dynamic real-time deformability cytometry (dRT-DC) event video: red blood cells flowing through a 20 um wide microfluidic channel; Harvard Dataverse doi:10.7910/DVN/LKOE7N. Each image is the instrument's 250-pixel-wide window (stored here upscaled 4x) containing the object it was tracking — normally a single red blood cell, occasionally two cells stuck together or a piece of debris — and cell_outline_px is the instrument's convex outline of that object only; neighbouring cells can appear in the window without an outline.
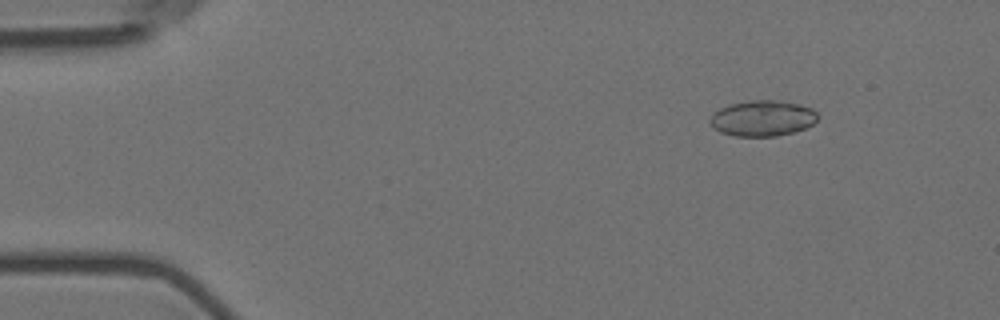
{"species": "Egyptian fruit bat (a non-hibernating species)", "species_latin": "Rousettus aegyptiacus", "temperature_condition": "room temperature", "stored_images_in_passage": 6, "camera_frame_rate_fps": 3000, "um_per_image_px": 0.085, "animal": {"sex": "female"}, "frame": {"image": 1, "passage_image": 1, "time_ms": 0.0, "image_size_px": [1000, 320], "cell_outline_px": [[820, 116], [812, 124], [804, 128], [792, 132], [776, 136], [732, 136], [720, 132], [708, 120], [720, 108], [728, 104], [748, 100], [780, 100], [800, 104], [812, 108]], "centroid_in_image_um": [64.83, 10.04], "position_along_channel_um": 20.2, "area_um2": 22.48}}
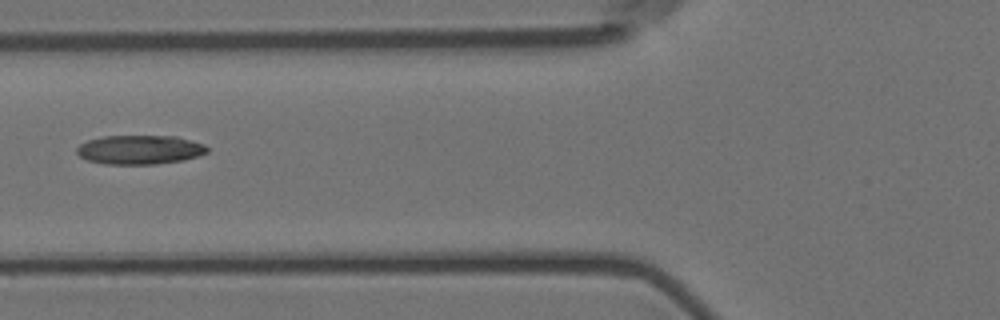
{"frame": {"image": 2, "passage_image": 5, "time_ms": 1.333, "image_size_px": [1000, 320], "cell_outline_px": [[208, 152], [184, 160], [156, 164], [104, 164], [88, 160], [80, 156], [76, 152], [76, 148], [80, 144], [88, 140], [104, 136], [176, 136], [204, 144], [208, 148]], "centroid_in_image_um": [11.87, 12.72], "position_along_channel_um": 113.9, "area_um2": 22.08}}
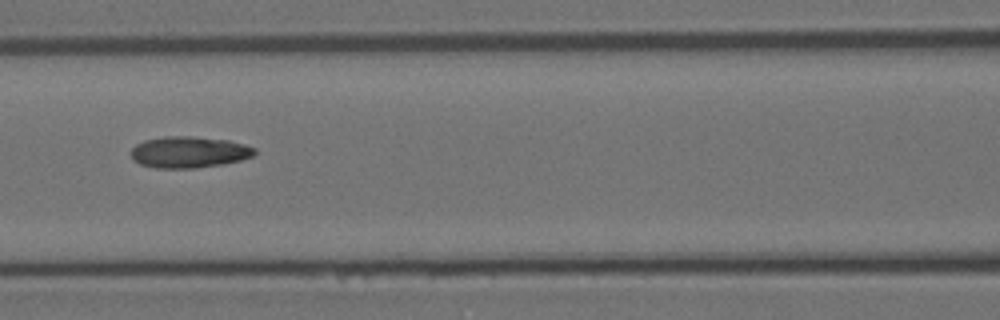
{"frame": {"image": 3, "passage_image": 6, "time_ms": 1.667, "image_size_px": [1000, 320], "cell_outline_px": [[256, 152], [252, 156], [240, 160], [220, 164], [196, 168], [156, 168], [140, 164], [132, 160], [132, 148], [136, 144], [144, 140], [164, 136], [188, 136], [228, 140], [244, 144], [256, 148]], "centroid_in_image_um": [16.04, 12.93], "position_along_channel_um": 150.6, "area_um2": 22.54}}